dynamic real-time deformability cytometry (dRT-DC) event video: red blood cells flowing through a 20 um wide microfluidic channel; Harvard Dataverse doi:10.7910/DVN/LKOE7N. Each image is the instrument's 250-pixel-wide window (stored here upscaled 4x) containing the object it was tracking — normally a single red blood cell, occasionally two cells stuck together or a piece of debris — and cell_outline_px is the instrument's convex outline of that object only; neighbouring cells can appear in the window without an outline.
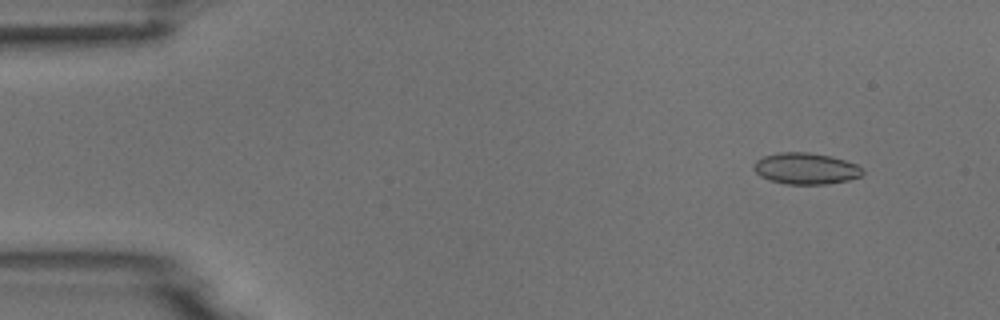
{"species": "common noctule bat (a hibernating species)", "species_latin": "Nyctalus noctula", "temperature_condition": "room temperature", "stored_images_in_passage": 5, "camera_frame_rate_fps": 3000, "um_per_image_px": 0.085, "animal": {"sex": "male", "body_mass_g": 18.8}, "frame": {"image": 1, "passage_image": 2, "time_ms": 0.333, "image_size_px": [1000, 320], "cell_outline_px": [[864, 172], [860, 176], [848, 180], [824, 184], [788, 184], [768, 180], [760, 176], [752, 168], [752, 164], [756, 160], [764, 156], [780, 152], [808, 152], [828, 156], [844, 160], [856, 164], [864, 168]], "centroid_in_image_um": [68.46, 14.32], "position_along_channel_um": 16.5, "area_um2": 19.88}}
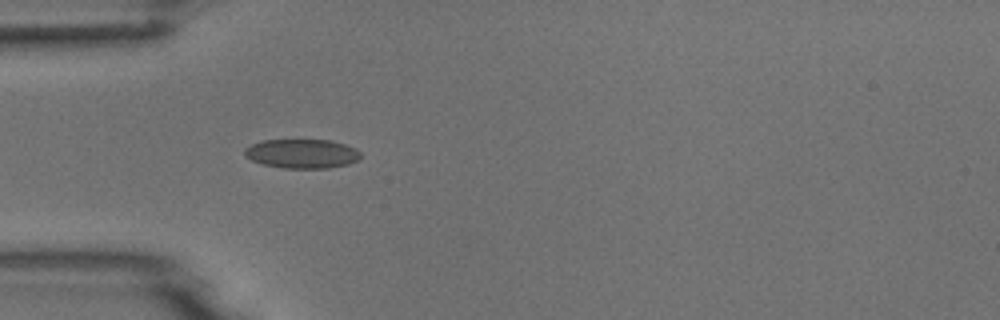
{"frame": {"image": 2, "passage_image": 5, "time_ms": 1.333, "image_size_px": [1000, 320], "cell_outline_px": [[360, 160], [348, 164], [328, 168], [284, 168], [264, 164], [252, 160], [244, 156], [244, 148], [252, 144], [264, 140], [328, 140], [344, 144], [356, 148], [360, 152]], "centroid_in_image_um": [25.68, 13.06], "position_along_channel_um": 59.3, "area_um2": 19.71}}